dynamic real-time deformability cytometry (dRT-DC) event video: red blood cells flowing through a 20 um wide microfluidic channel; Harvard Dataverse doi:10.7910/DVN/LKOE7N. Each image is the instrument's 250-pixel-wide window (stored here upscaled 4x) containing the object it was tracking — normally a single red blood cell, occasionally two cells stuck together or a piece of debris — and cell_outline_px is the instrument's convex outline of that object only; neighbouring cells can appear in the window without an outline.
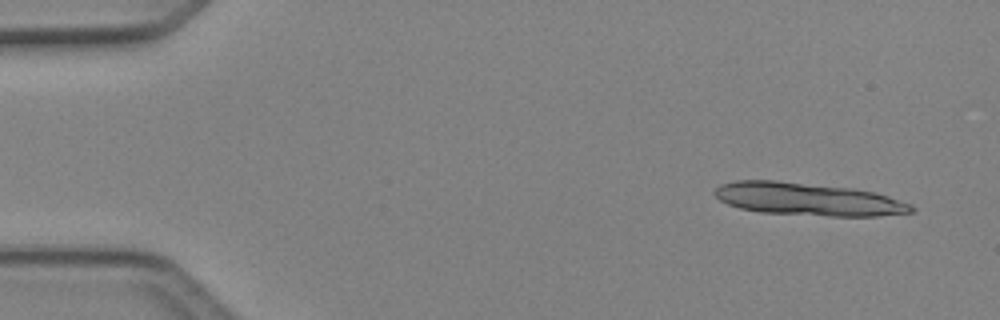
{"species": "Egyptian fruit bat (a non-hibernating species)", "species_latin": "Rousettus aegyptiacus", "temperature_condition": "cold", "stored_images_in_passage": 6, "segment_of_instrument_passage": [1, 2], "camera_frame_rate_fps": 3000, "um_per_image_px": 0.085, "animal": {"sex": "female"}, "frame": {"image": 1, "passage_image": 1, "time_ms": 0.0, "image_size_px": [1000, 320], "cell_outline_px": [[916, 208], [912, 212], [876, 216], [832, 216], [760, 212], [740, 208], [728, 204], [720, 200], [712, 192], [720, 184], [736, 180], [776, 180], [852, 188], [876, 192], [912, 204]], "centroid_in_image_um": [68.68, 16.92], "position_along_channel_um": 16.3, "area_um2": 37.57}}